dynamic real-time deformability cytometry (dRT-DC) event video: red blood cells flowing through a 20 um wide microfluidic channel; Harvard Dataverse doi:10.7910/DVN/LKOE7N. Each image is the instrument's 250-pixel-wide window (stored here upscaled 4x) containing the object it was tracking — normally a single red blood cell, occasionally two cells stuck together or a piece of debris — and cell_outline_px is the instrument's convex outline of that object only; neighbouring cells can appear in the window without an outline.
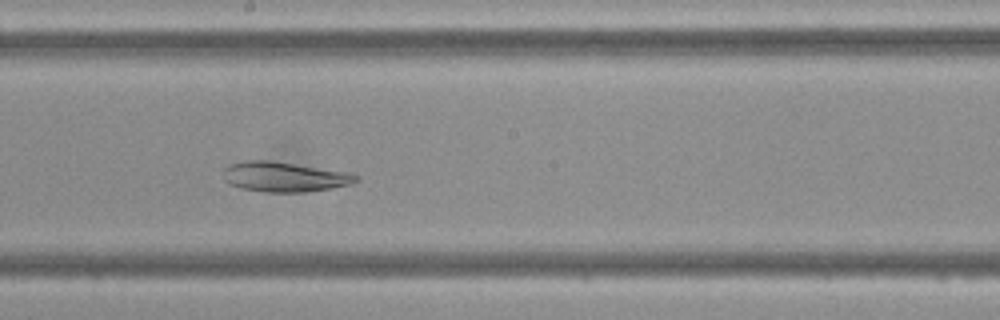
{"species": "Egyptian fruit bat (a non-hibernating species)", "species_latin": "Rousettus aegyptiacus", "temperature_condition": "cold", "stored_images_in_passage": 47, "camera_frame_rate_fps": 3000, "um_per_image_px": 0.085, "frame": {"image": 1, "passage_image": 25, "time_ms": 8.0, "image_size_px": [1000, 320], "cell_outline_px": [[360, 180], [352, 184], [332, 188], [304, 192], [264, 192], [240, 188], [228, 184], [224, 180], [224, 168], [228, 164], [244, 160], [268, 160], [352, 172], [360, 176]], "centroid_in_image_um": [24.2, 15.03], "position_along_channel_um": 224.0, "area_um2": 23.58}}
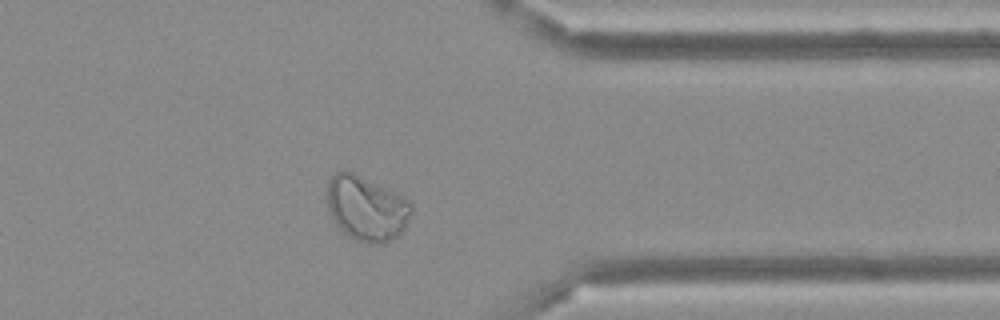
{"frame": {"image": 2, "passage_image": 37, "time_ms": 12.0, "image_size_px": [1000, 320], "cell_outline_px": [[412, 208], [408, 220], [404, 228], [392, 240], [384, 244], [372, 244], [356, 240], [348, 236], [336, 224], [328, 208], [328, 180], [340, 168], [344, 168], [396, 192], [404, 196], [412, 204]], "centroid_in_image_um": [31.15, 17.69], "position_along_channel_um": 380.3, "area_um2": 31.91}}
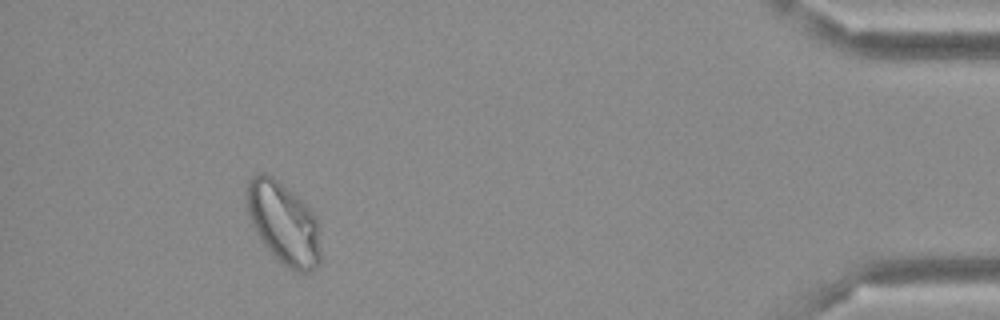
{"frame": {"image": 3, "passage_image": 43, "time_ms": 14.0, "image_size_px": [1000, 320], "cell_outline_px": [[320, 264], [316, 268], [308, 272], [300, 272], [284, 264], [264, 244], [256, 232], [252, 224], [248, 212], [248, 180], [252, 176], [260, 172], [264, 172], [272, 176], [304, 200], [316, 216], [320, 252]], "centroid_in_image_um": [24.13, 18.93], "position_along_channel_um": 411.1, "area_um2": 34.85}}